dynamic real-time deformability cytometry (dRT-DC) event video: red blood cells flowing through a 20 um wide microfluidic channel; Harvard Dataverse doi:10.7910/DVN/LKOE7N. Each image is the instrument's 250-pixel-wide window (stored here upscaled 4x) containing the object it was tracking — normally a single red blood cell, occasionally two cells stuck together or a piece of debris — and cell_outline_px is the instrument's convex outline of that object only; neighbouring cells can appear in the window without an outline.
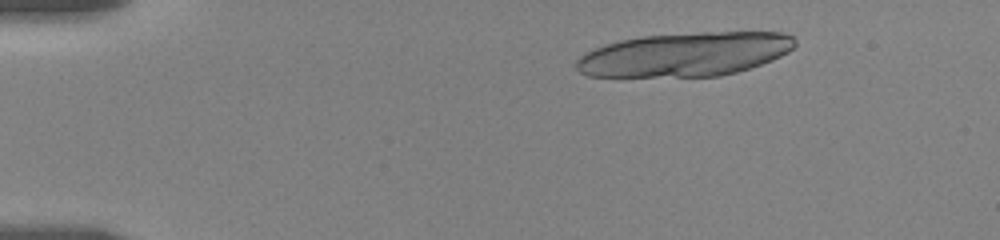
{"species": "human", "species_latin": "Homo sapiens", "temperature_condition": "room temperature", "stored_images_in_passage": 13, "camera_frame_rate_fps": 3000, "um_per_image_px": 0.085, "donor": {"sex": "female"}, "frame": {"image": 1, "passage_image": 4, "time_ms": 2.0, "image_size_px": [1000, 240], "cell_outline_px": [[796, 44], [788, 52], [772, 60], [736, 72], [720, 76], [588, 76], [580, 72], [576, 68], [576, 60], [584, 52], [592, 48], [604, 44], [620, 40], [644, 36], [700, 32], [780, 32], [792, 36], [796, 40]], "centroid_in_image_um": [58.2, 4.61], "position_along_channel_um": 26.8, "area_um2": 55.89}}